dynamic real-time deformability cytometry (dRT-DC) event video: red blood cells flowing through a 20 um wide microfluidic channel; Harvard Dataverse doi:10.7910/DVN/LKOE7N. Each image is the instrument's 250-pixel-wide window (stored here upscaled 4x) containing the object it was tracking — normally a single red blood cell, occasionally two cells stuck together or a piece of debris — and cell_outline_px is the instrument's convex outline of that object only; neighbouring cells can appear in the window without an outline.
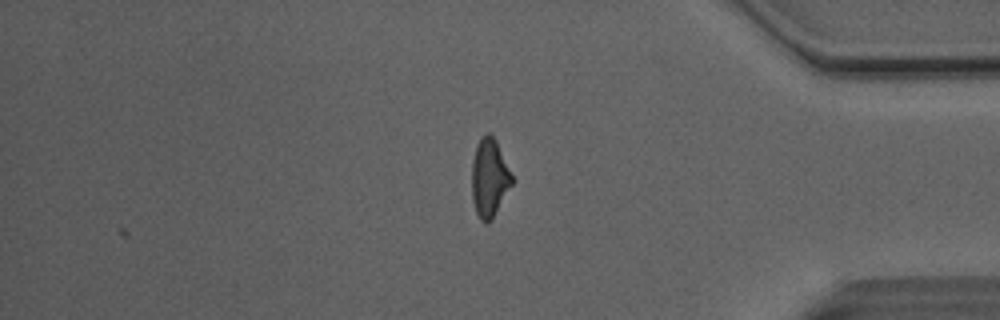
{"species": "Egyptian fruit bat (a non-hibernating species)", "species_latin": "Rousettus aegyptiacus", "temperature_condition": "room temperature", "stored_images_in_passage": 31, "camera_frame_rate_fps": 3000, "um_per_image_px": 0.085, "animal": {"sex": "male"}, "frame": {"image": 1, "passage_image": 31, "time_ms": 10.0, "image_size_px": [1000, 320], "cell_outline_px": [[516, 180], [492, 220], [488, 224], [484, 224], [480, 220], [476, 212], [472, 200], [472, 160], [476, 144], [480, 136], [488, 132], [496, 140]], "centroid_in_image_um": [41.63, 15.14], "position_along_channel_um": 393.6, "area_um2": 19.02}, "authors_computed_cell_mechanics": {"area_um2": 18.7272, "velocity_mm_per_s": 4.1222, "shape_relaxation_time_tau1_ms": null, "shape_relaxation_time_tau2_ms": 3.2989, "deformation_change_tau1": null, "deformation_change_tau2": 0.1461}}